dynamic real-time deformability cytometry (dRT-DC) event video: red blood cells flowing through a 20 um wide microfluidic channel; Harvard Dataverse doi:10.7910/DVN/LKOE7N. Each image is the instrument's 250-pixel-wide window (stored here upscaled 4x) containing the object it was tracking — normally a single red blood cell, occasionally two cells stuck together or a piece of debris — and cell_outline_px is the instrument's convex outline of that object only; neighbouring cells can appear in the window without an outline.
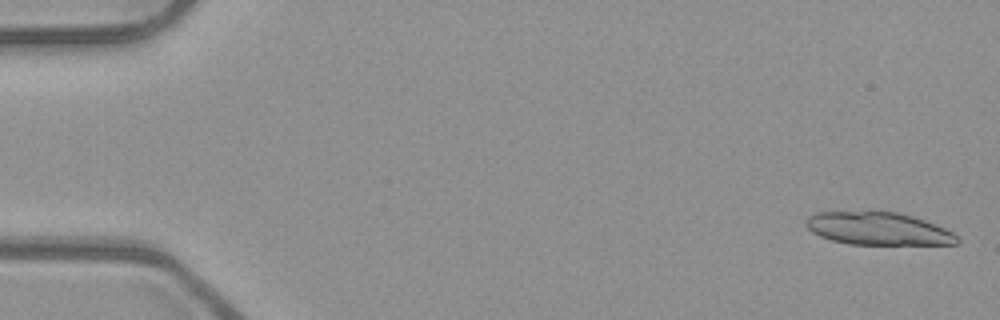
{"species": "common noctule bat (a hibernating species)", "species_latin": "Nyctalus noctula", "temperature_condition": "room temperature", "stored_images_in_passage": 5, "camera_frame_rate_fps": 3000, "um_per_image_px": 0.085, "animal": {"sex": "male", "body_mass_g": 23.1, "forearm_length_mm": 52.7}, "frame": {"image": 1, "passage_image": 1, "time_ms": 0.0, "image_size_px": [1000, 320], "cell_outline_px": [[960, 244], [848, 244], [832, 240], [820, 236], [812, 232], [808, 228], [808, 216], [816, 212], [896, 212], [912, 216], [936, 224], [960, 236]], "centroid_in_image_um": [74.7, 19.45], "position_along_channel_um": 10.3, "area_um2": 28.55}}